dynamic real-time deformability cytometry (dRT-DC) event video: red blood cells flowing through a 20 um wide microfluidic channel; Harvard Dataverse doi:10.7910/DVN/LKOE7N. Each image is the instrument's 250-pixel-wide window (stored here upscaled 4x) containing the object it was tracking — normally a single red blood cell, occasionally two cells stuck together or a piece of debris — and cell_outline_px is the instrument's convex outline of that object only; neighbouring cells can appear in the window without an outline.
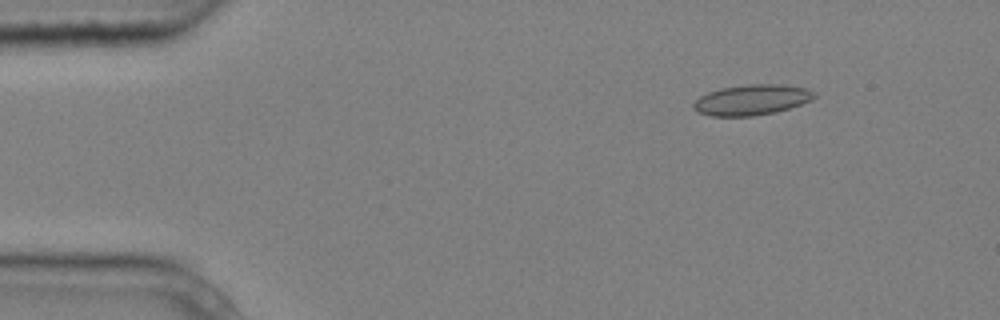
{"species": "common noctule bat (a hibernating species)", "species_latin": "Nyctalus noctula", "temperature_condition": "cold", "stored_images_in_passage": 5, "camera_frame_rate_fps": 3000, "um_per_image_px": 0.085, "animal": {"sex": "male", "body_mass_g": 20.4}, "frame": {"image": 1, "passage_image": 2, "time_ms": 0.333, "image_size_px": [1000, 320], "cell_outline_px": [[816, 96], [812, 100], [776, 112], [752, 116], [708, 116], [700, 112], [692, 104], [700, 96], [708, 92], [720, 88], [748, 84], [780, 84], [804, 88], [816, 92]], "centroid_in_image_um": [63.91, 8.48], "position_along_channel_um": 21.1, "area_um2": 21.33}}
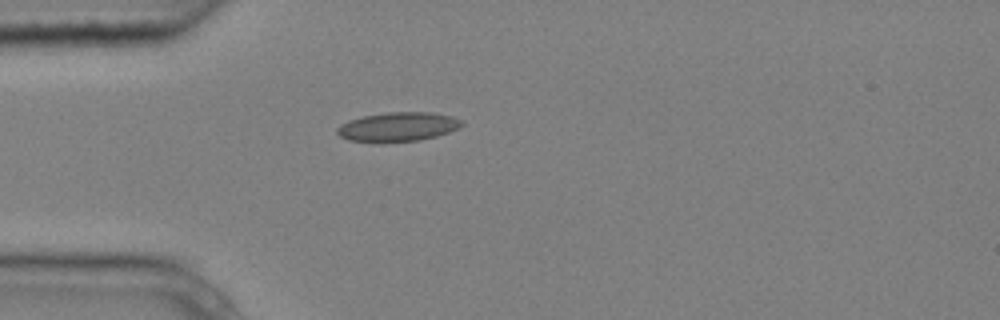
{"frame": {"image": 2, "passage_image": 4, "time_ms": 1.0, "image_size_px": [1000, 320], "cell_outline_px": [[464, 124], [460, 128], [436, 136], [420, 140], [380, 144], [348, 140], [340, 136], [336, 132], [336, 128], [340, 124], [348, 120], [364, 116], [388, 112], [432, 112], [452, 116], [464, 120]], "centroid_in_image_um": [33.82, 10.8], "position_along_channel_um": 51.2, "area_um2": 21.79}}